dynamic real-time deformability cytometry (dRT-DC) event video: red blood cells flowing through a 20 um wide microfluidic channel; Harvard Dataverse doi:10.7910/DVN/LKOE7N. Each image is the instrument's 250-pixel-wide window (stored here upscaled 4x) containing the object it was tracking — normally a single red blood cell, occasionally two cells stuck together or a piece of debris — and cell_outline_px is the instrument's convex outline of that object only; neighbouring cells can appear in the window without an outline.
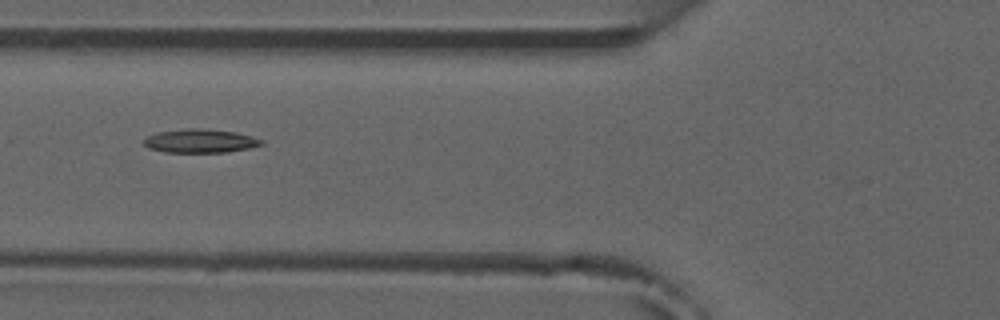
{"species": "common noctule bat (a hibernating species)", "species_latin": "Nyctalus noctula", "temperature_condition": "room temperature", "stored_images_in_passage": 5, "camera_frame_rate_fps": 3000, "um_per_image_px": 0.085, "animal": {"sex": "male", "forearm_length_mm": 52.5}, "frame": {"image": 1, "passage_image": 5, "time_ms": 4.667, "image_size_px": [1000, 320], "cell_outline_px": [[264, 144], [248, 148], [224, 152], [164, 152], [148, 148], [144, 144], [144, 136], [156, 132], [188, 128], [204, 128], [236, 132], [252, 136], [264, 140]], "centroid_in_image_um": [16.99, 11.97], "position_along_channel_um": 108.8, "area_um2": 16.36}}